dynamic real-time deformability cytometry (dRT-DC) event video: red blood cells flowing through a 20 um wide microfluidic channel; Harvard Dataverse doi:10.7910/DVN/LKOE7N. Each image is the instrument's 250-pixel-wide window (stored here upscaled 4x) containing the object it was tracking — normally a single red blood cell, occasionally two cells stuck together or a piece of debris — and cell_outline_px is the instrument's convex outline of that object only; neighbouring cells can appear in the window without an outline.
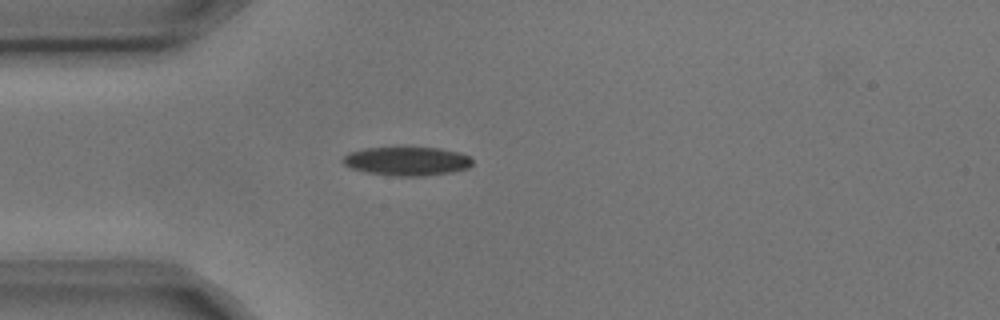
{"species": "common noctule bat (a hibernating species)", "species_latin": "Nyctalus noctula", "temperature_condition": "cold", "stored_images_in_passage": 2, "camera_frame_rate_fps": 3000, "um_per_image_px": 0.085, "animal": {"sex": "male", "body_mass_g": 17.9, "forearm_length_mm": 54.2}, "frame": {"image": 1, "passage_image": 1, "time_ms": 0.0, "image_size_px": [1000, 320], "cell_outline_px": [[472, 164], [468, 168], [452, 172], [424, 176], [392, 176], [364, 172], [348, 168], [340, 160], [348, 152], [364, 148], [440, 148], [456, 152], [468, 156], [472, 160]], "centroid_in_image_um": [34.52, 13.71], "position_along_channel_um": 50.5, "area_um2": 21.79}}